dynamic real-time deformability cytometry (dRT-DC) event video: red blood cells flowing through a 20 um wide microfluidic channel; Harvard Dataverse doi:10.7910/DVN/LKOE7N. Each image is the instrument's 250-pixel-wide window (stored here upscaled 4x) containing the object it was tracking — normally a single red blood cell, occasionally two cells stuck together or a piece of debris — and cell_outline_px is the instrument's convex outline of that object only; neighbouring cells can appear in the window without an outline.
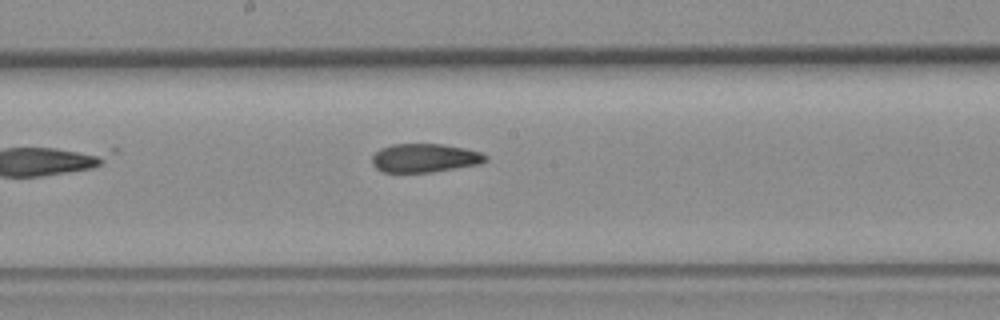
{"species": "common noctule bat (a hibernating species)", "species_latin": "Nyctalus noctula", "temperature_condition": "room temperature", "stored_images_in_passage": 8, "camera_frame_rate_fps": 3000, "um_per_image_px": 0.085, "animal": {"sex": "female", "body_mass_g": 19.3, "forearm_length_mm": 54.1}, "frame": {"image": 1, "passage_image": 8, "time_ms": 8.333, "image_size_px": [1000, 320], "cell_outline_px": [[488, 160], [480, 164], [432, 172], [384, 172], [376, 168], [372, 164], [372, 156], [380, 148], [392, 144], [444, 144], [464, 148], [480, 152], [488, 156]], "centroid_in_image_um": [36.11, 13.42], "position_along_channel_um": 212.1, "area_um2": 19.02}}